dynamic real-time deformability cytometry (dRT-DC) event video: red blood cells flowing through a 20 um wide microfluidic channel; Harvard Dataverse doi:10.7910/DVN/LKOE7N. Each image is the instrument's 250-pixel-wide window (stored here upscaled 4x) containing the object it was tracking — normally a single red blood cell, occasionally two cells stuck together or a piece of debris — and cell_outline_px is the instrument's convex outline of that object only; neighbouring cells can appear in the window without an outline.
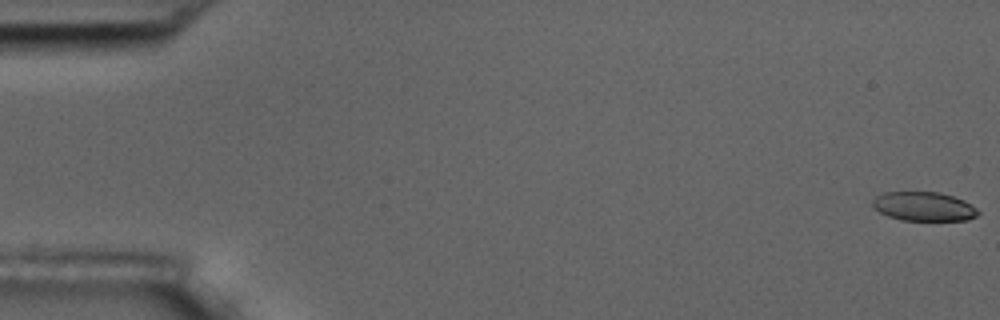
{"species": "common noctule bat (a hibernating species)", "species_latin": "Nyctalus noctula", "temperature_condition": "room temperature", "stored_images_in_passage": 6, "camera_frame_rate_fps": 3000, "um_per_image_px": 0.085, "animal": {"sex": "male", "body_mass_g": 17.5, "forearm_length_mm": 52.3}, "frame": {"image": 1, "passage_image": 1, "time_ms": 0.0, "image_size_px": [1000, 320], "cell_outline_px": [[980, 212], [976, 216], [968, 220], [900, 220], [888, 216], [872, 208], [872, 200], [876, 196], [884, 192], [940, 192], [964, 200], [976, 208]], "centroid_in_image_um": [78.5, 17.55], "position_along_channel_um": 6.5, "area_um2": 17.92}}
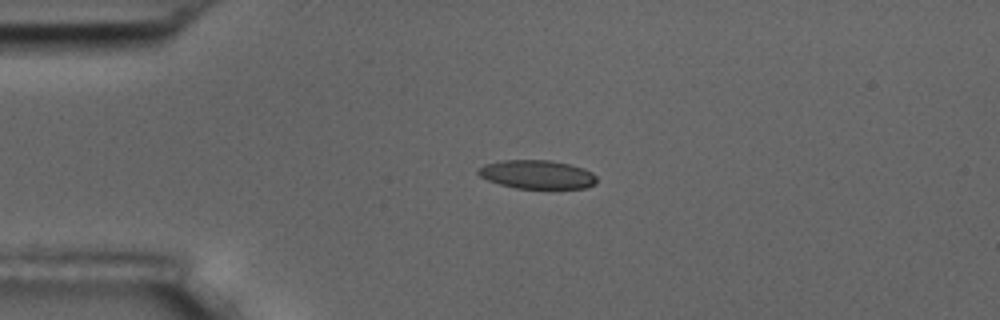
{"frame": {"image": 2, "passage_image": 4, "time_ms": 4.333, "image_size_px": [1000, 320], "cell_outline_px": [[596, 184], [584, 188], [516, 188], [500, 184], [488, 180], [480, 176], [476, 172], [484, 164], [504, 160], [548, 160], [568, 164], [584, 168], [592, 172], [596, 176]], "centroid_in_image_um": [45.66, 14.83], "position_along_channel_um": 39.3, "area_um2": 19.65}}